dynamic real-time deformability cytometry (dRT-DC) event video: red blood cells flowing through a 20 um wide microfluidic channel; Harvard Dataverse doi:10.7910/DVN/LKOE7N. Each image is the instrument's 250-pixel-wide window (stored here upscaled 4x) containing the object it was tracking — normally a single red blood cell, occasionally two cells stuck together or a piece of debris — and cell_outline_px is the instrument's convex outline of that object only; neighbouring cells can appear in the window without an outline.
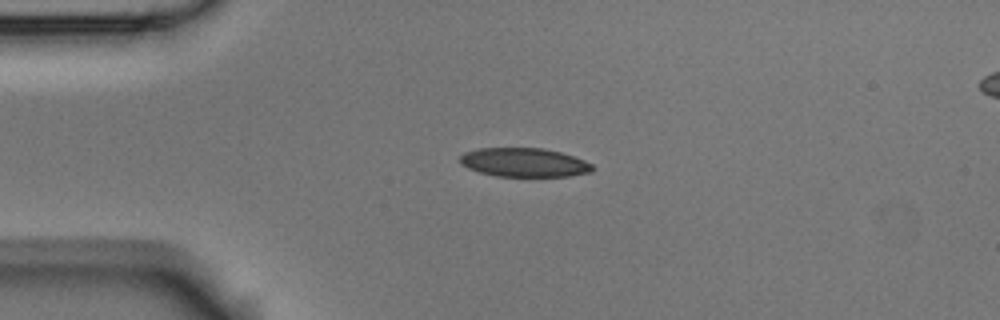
{"species": "Egyptian fruit bat (a non-hibernating species)", "species_latin": "Rousettus aegyptiacus", "temperature_condition": "room temperature", "stored_images_in_passage": 44, "camera_frame_rate_fps": 3000, "um_per_image_px": 0.085, "animal": {"sex": "male"}, "frame": {"image": 1, "passage_image": 1, "time_ms": 0.0, "image_size_px": [1000, 320], "cell_outline_px": [[596, 168], [592, 172], [568, 176], [496, 176], [480, 172], [468, 168], [460, 164], [460, 156], [464, 152], [476, 148], [544, 148], [560, 152], [584, 160], [592, 164]], "centroid_in_image_um": [44.55, 13.8], "position_along_channel_um": 40.4, "area_um2": 22.37}}
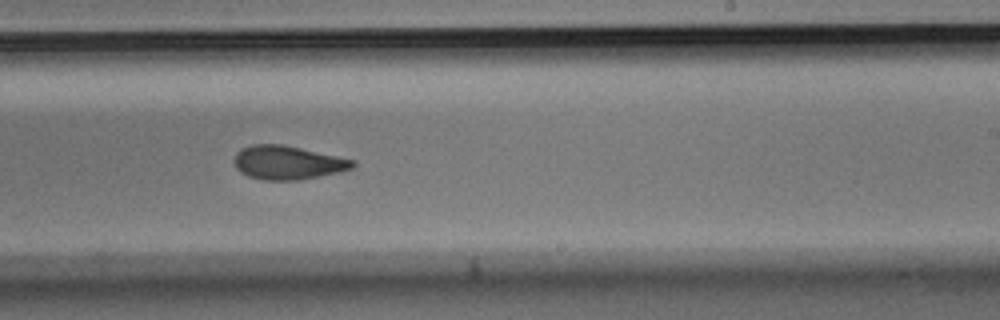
{"frame": {"image": 2, "passage_image": 22, "time_ms": 7.0, "image_size_px": [1000, 320], "cell_outline_px": [[356, 164], [352, 168], [340, 172], [296, 180], [264, 180], [248, 176], [240, 172], [236, 168], [236, 152], [252, 144], [280, 144], [300, 148], [356, 160]], "centroid_in_image_um": [24.47, 13.82], "position_along_channel_um": 264.5, "area_um2": 23.0}}
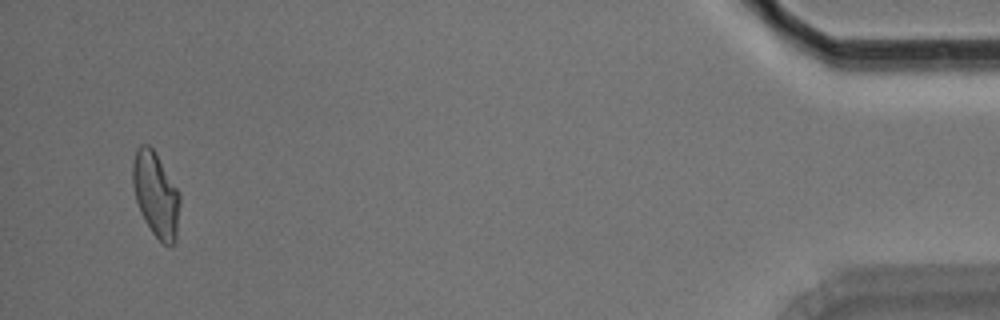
{"frame": {"image": 3, "passage_image": 42, "time_ms": 13.667, "image_size_px": [1000, 320], "cell_outline_px": [[180, 204], [176, 244], [164, 244], [152, 232], [144, 220], [140, 212], [136, 200], [132, 184], [132, 164], [136, 148], [140, 144], [148, 144], [156, 152], [176, 188], [180, 196]], "centroid_in_image_um": [13.23, 16.53], "position_along_channel_um": 422.0, "area_um2": 23.35}, "authors_computed_cell_mechanics": {"area_um2": 23.2356, "velocity_mm_per_s": 3.5532, "shape_relaxation_time_tau1_ms": 8.9678, "shape_relaxation_time_tau2_ms": 1.9927, "deformation_change_tau1": 0.2075, "deformation_change_tau2": 0.0759}}